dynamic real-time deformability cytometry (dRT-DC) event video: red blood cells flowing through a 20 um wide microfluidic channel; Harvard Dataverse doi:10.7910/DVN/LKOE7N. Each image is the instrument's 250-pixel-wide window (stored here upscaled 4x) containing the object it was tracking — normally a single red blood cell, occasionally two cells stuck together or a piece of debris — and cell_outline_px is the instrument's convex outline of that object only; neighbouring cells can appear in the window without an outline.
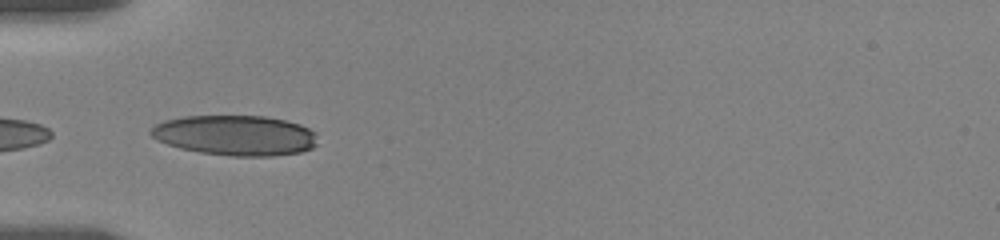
{"species": "human", "species_latin": "Homo sapiens", "temperature_condition": "room temperature", "stored_images_in_passage": 16, "camera_frame_rate_fps": 3000, "um_per_image_px": 0.085, "donor": {"sex": "female"}, "frame": {"image": 1, "passage_image": 1, "time_ms": 0.0, "image_size_px": [1000, 240], "cell_outline_px": [[316, 144], [312, 148], [300, 152], [272, 156], [232, 156], [200, 152], [180, 148], [156, 140], [148, 132], [156, 124], [164, 120], [184, 116], [264, 116], [284, 120], [300, 124], [316, 132]], "centroid_in_image_um": [19.99, 11.5], "position_along_channel_um": 65.0, "area_um2": 39.07}}
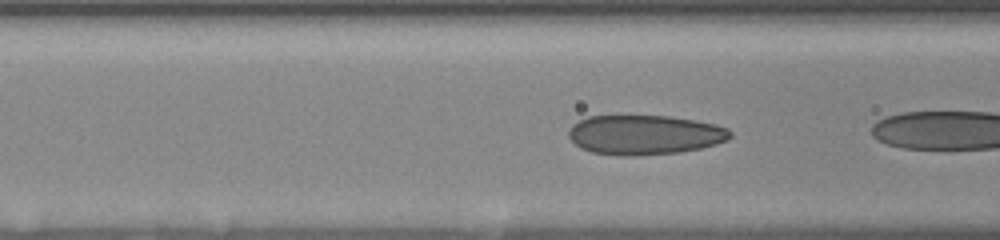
{"frame": {"image": 2, "passage_image": 5, "time_ms": 0.667, "image_size_px": [1000, 240], "cell_outline_px": [[732, 136], [728, 140], [716, 144], [700, 148], [680, 152], [636, 156], [624, 156], [592, 152], [580, 148], [568, 136], [568, 132], [572, 124], [588, 116], [668, 116], [696, 120], [716, 124], [728, 128], [732, 132]], "centroid_in_image_um": [54.81, 11.46], "position_along_channel_um": 111.8, "area_um2": 37.45}}